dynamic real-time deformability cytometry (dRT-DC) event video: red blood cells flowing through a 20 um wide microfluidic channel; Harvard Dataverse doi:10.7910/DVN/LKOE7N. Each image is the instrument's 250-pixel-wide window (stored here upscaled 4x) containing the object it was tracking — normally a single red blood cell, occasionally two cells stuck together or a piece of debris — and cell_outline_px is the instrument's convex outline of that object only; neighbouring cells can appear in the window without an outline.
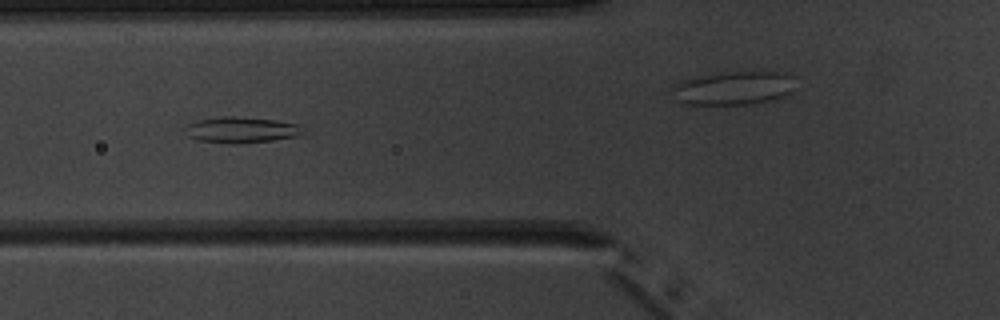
{"species": "common noctule bat (a hibernating species)", "species_latin": "Nyctalus noctula", "temperature_condition": "warm", "stored_images_in_passage": 10, "camera_frame_rate_fps": 3000, "um_per_image_px": 0.085, "animal": {"sex": "male", "body_mass_g": 20.1, "forearm_length_mm": 53.5}, "frame": {"image": 1, "passage_image": 5, "time_ms": 6.0, "image_size_px": [1000, 320], "cell_outline_px": [[304, 132], [296, 136], [272, 140], [236, 144], [228, 144], [196, 140], [188, 136], [184, 128], [188, 124], [196, 120], [220, 116], [232, 116], [276, 120], [300, 124]], "centroid_in_image_um": [20.47, 11.04], "position_along_channel_um": 105.3, "area_um2": 17.98}}
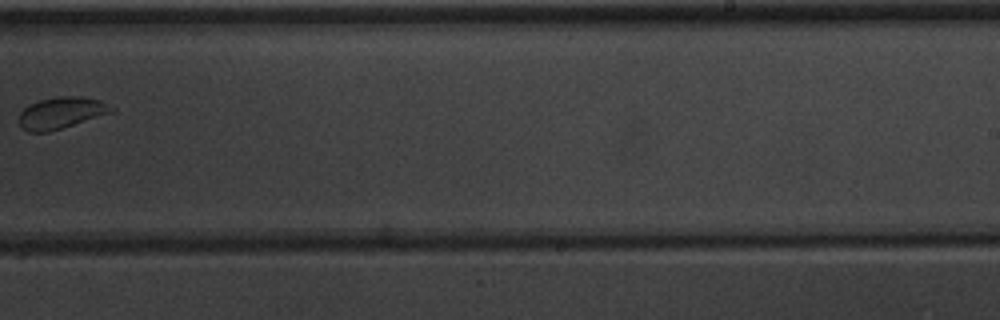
{"frame": {"image": 2, "passage_image": 10, "time_ms": 11.667, "image_size_px": [1000, 320], "cell_outline_px": [[116, 112], [48, 132], [28, 132], [20, 124], [20, 112], [24, 108], [40, 100], [60, 96], [80, 96], [100, 100], [116, 108]], "centroid_in_image_um": [5.28, 9.59], "position_along_channel_um": 283.7, "area_um2": 16.99}}